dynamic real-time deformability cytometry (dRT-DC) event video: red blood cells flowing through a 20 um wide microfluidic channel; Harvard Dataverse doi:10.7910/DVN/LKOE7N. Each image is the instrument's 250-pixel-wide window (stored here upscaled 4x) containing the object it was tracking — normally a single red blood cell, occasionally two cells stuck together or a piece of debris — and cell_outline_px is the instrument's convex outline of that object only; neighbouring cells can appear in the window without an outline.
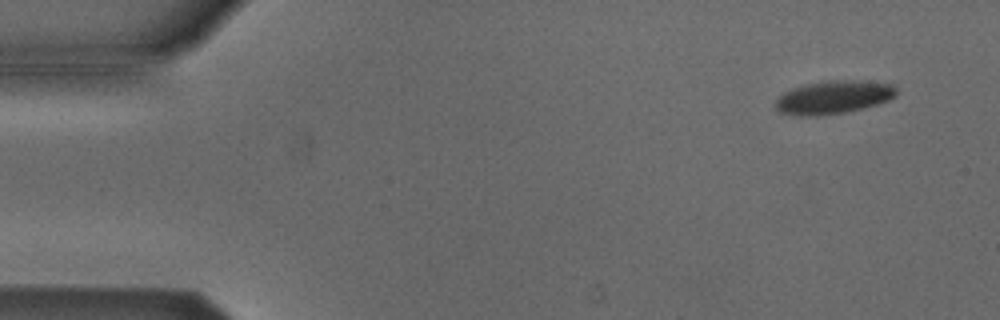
{"species": "Egyptian fruit bat (a non-hibernating species)", "species_latin": "Rousettus aegyptiacus", "temperature_condition": "cold", "stored_images_in_passage": 53, "camera_frame_rate_fps": 3000, "um_per_image_px": 0.085, "animal": {"sex": "male"}, "frame": {"image": 1, "passage_image": 4, "time_ms": 1.0, "image_size_px": [1000, 320], "cell_outline_px": [[896, 96], [888, 100], [876, 104], [844, 112], [816, 116], [796, 116], [780, 112], [776, 108], [776, 100], [784, 92], [792, 88], [808, 84], [828, 80], [864, 80], [892, 84], [896, 88]], "centroid_in_image_um": [70.84, 8.26], "position_along_channel_um": 14.2, "area_um2": 23.24}}
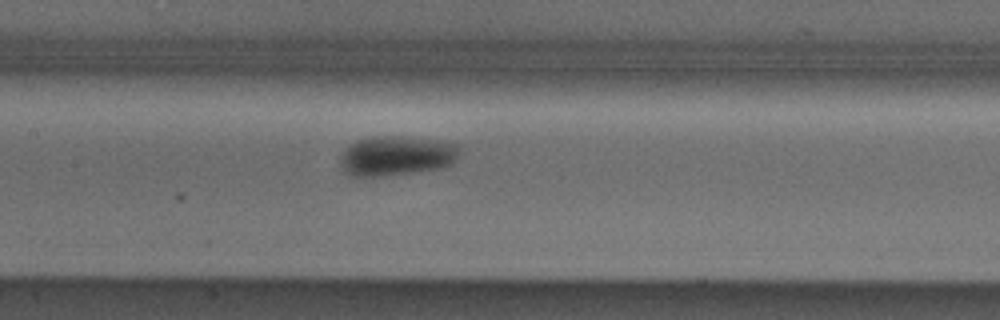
{"frame": {"image": 2, "passage_image": 25, "time_ms": 8.0, "image_size_px": [1000, 320], "cell_outline_px": [[460, 152], [452, 164], [440, 168], [384, 176], [348, 176], [340, 164], [340, 156], [356, 140], [372, 136], [400, 136], [436, 140], [456, 144], [460, 148]], "centroid_in_image_um": [33.69, 13.24], "position_along_channel_um": 173.7, "area_um2": 27.51}}
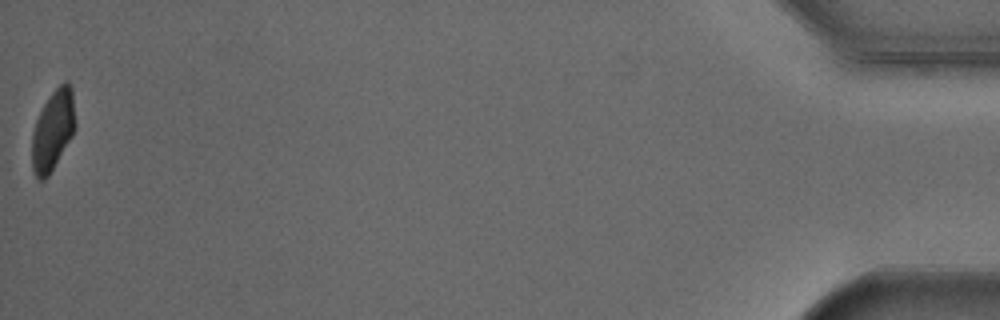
{"frame": {"image": 3, "passage_image": 53, "time_ms": 17.333, "image_size_px": [1000, 320], "cell_outline_px": [[76, 124], [72, 136], [48, 176], [44, 180], [36, 180], [32, 168], [32, 132], [36, 120], [44, 104], [52, 92], [64, 80], [68, 80], [72, 88]], "centroid_in_image_um": [4.5, 11.06], "position_along_channel_um": 430.7, "area_um2": 20.35}, "authors_computed_cell_mechanics": {"area_um2": 24.1604, "velocity_mm_per_s": 3.8631, "shape_relaxation_time_tau1_ms": 2.9284, "shape_relaxation_time_tau2_ms": null, "deformation_change_tau1": 0.0867, "deformation_change_tau2": null}}